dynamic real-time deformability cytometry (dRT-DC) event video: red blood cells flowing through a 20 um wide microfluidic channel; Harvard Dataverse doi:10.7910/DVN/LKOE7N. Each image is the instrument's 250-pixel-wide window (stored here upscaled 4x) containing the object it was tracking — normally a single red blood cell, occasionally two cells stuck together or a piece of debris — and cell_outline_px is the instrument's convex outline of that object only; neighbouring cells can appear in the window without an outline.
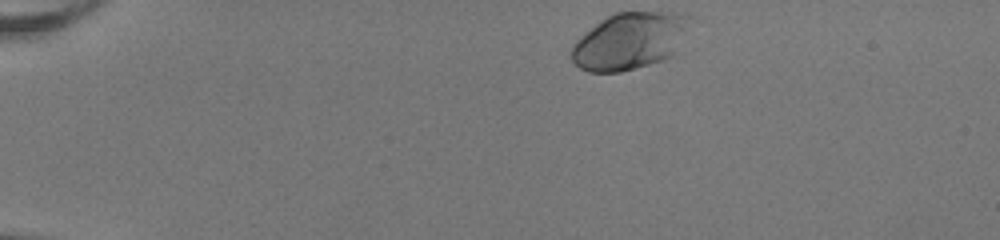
{"species": "human", "species_latin": "Homo sapiens", "temperature_condition": "room temperature", "stored_images_in_passage": 43, "camera_frame_rate_fps": 3000, "um_per_image_px": 0.085, "donor": {"sex": "female"}, "frame": {"image": 1, "passage_image": 1, "time_ms": 0.0, "image_size_px": [1000, 240], "cell_outline_px": [[700, 20], [672, 56], [664, 60], [620, 72], [588, 72], [580, 68], [572, 60], [572, 44], [580, 36], [600, 20], [616, 12], [668, 12], [696, 16]], "centroid_in_image_um": [53.66, 3.45], "position_along_channel_um": 31.3, "area_um2": 40.34}}
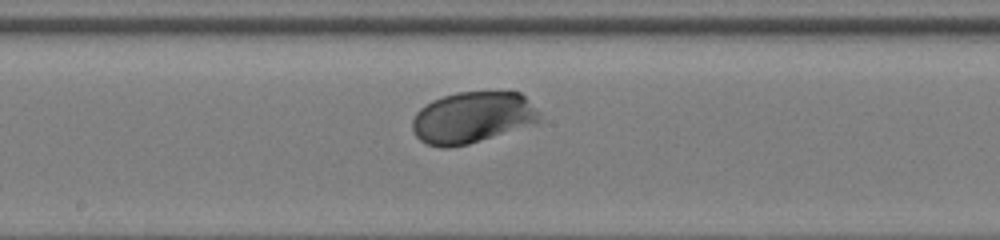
{"frame": {"image": 2, "passage_image": 21, "time_ms": 6.667, "image_size_px": [1000, 240], "cell_outline_px": [[540, 124], [468, 144], [448, 148], [440, 148], [428, 144], [420, 140], [416, 136], [412, 128], [412, 120], [416, 112], [424, 104], [432, 100], [456, 92], [520, 92], [540, 112]], "centroid_in_image_um": [40.18, 10.0], "position_along_channel_um": 208.0, "area_um2": 38.61}}
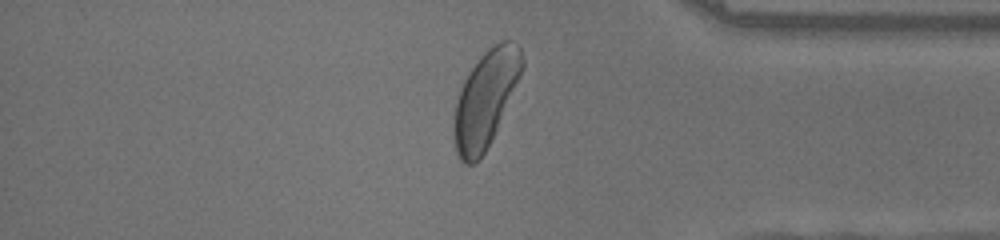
{"frame": {"image": 3, "passage_image": 36, "time_ms": 11.667, "image_size_px": [1000, 240], "cell_outline_px": [[524, 68], [496, 128], [480, 160], [476, 164], [464, 164], [460, 160], [456, 152], [452, 136], [452, 120], [456, 100], [460, 88], [464, 80], [480, 56], [488, 48], [500, 40], [508, 40], [520, 48], [524, 60]], "centroid_in_image_um": [41.22, 8.43], "position_along_channel_um": 394.0, "area_um2": 38.03}, "authors_computed_cell_mechanics": {"area_um2": 37.4544, "velocity_mm_per_s": 3.965, "shape_relaxation_time_tau1_ms": 1.5512, "shape_relaxation_time_tau2_ms": null, "deformation_change_tau1": 0.121, "deformation_change_tau2": null}}